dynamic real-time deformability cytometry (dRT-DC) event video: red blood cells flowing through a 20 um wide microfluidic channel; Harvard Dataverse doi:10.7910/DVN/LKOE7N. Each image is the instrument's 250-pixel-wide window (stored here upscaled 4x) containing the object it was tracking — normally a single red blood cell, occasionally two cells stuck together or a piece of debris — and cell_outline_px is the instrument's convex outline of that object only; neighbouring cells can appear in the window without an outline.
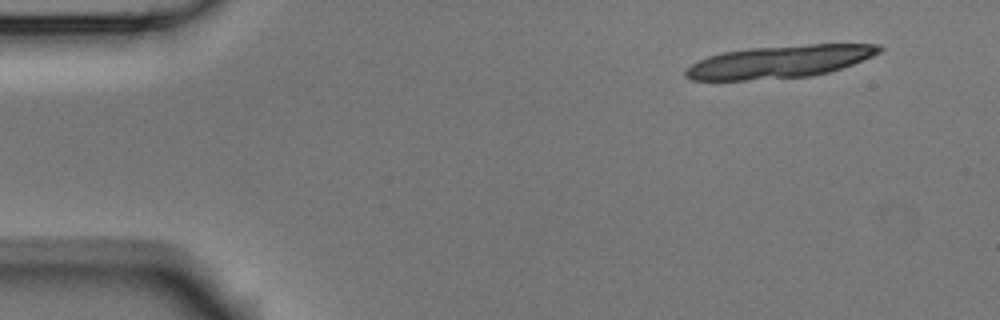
{"species": "Egyptian fruit bat (a non-hibernating species)", "species_latin": "Rousettus aegyptiacus", "temperature_condition": "room temperature", "stored_images_in_passage": 5, "camera_frame_rate_fps": 3000, "um_per_image_px": 0.085, "animal": {"sex": "male"}, "frame": {"image": 1, "passage_image": 1, "time_ms": 0.0, "image_size_px": [1000, 320], "cell_outline_px": [[884, 48], [880, 52], [872, 56], [852, 64], [828, 72], [812, 76], [744, 80], [692, 80], [684, 76], [684, 68], [708, 56], [724, 52], [748, 48], [812, 44], [880, 44]], "centroid_in_image_um": [66.24, 5.24], "position_along_channel_um": 18.8, "area_um2": 36.59}}